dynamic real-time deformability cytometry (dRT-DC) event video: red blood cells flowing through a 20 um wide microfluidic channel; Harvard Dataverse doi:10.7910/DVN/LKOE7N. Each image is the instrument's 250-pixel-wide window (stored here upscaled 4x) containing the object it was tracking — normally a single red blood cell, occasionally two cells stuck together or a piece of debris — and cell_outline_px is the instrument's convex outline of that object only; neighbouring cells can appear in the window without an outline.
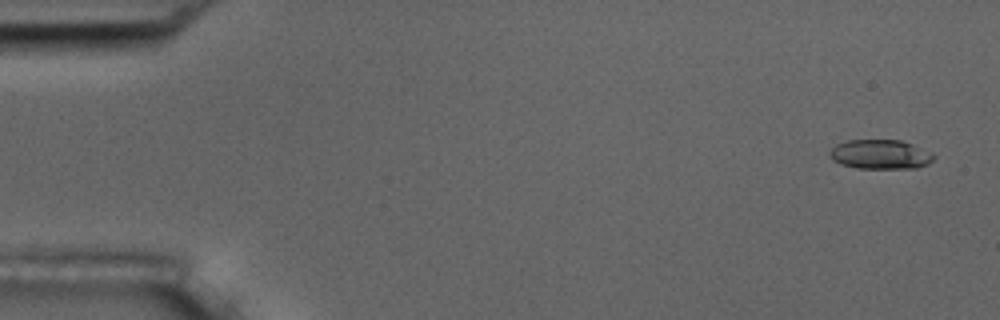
{"species": "common noctule bat (a hibernating species)", "species_latin": "Nyctalus noctula", "temperature_condition": "room temperature", "stored_images_in_passage": 5, "camera_frame_rate_fps": 3000, "um_per_image_px": 0.085, "animal": {"sex": "male", "body_mass_g": 17.5, "forearm_length_mm": 52.3}, "frame": {"image": 1, "passage_image": 1, "time_ms": 0.0, "image_size_px": [1000, 320], "cell_outline_px": [[936, 156], [928, 164], [916, 168], [856, 168], [840, 164], [832, 160], [828, 156], [828, 152], [836, 144], [848, 140], [900, 140], [912, 144], [932, 152]], "centroid_in_image_um": [74.81, 13.12], "position_along_channel_um": 10.2, "area_um2": 17.98}}
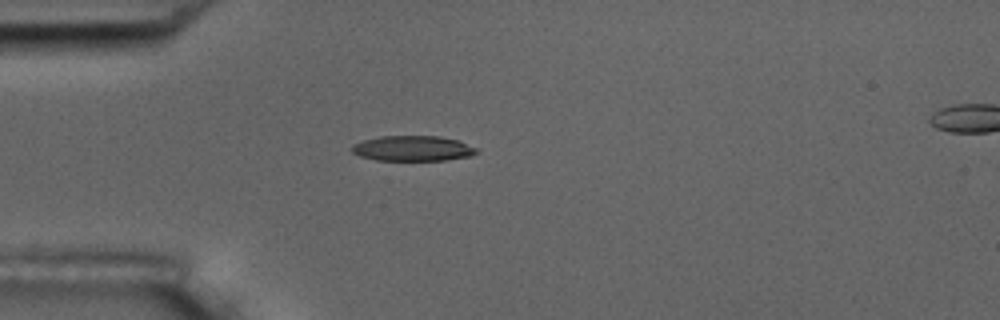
{"frame": {"image": 2, "passage_image": 4, "time_ms": 4.333, "image_size_px": [1000, 320], "cell_outline_px": [[476, 152], [472, 156], [444, 160], [376, 160], [360, 156], [352, 152], [352, 144], [364, 140], [380, 136], [440, 136], [460, 140], [476, 148]], "centroid_in_image_um": [35.09, 12.61], "position_along_channel_um": 49.9, "area_um2": 18.38}}